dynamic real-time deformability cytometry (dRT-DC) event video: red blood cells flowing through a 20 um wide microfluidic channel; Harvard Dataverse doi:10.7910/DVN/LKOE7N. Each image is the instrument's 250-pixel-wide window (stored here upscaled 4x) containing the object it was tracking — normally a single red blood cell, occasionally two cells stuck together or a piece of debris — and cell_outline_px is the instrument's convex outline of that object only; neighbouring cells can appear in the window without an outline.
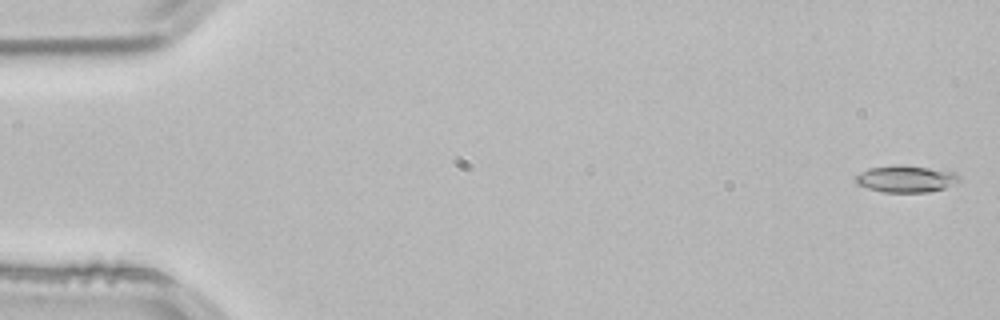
{"species": "common noctule bat (a hibernating species)", "species_latin": "Nyctalus noctula", "temperature_condition": "room temperature", "stored_images_in_passage": 54, "camera_frame_rate_fps": 3000, "um_per_image_px": 0.085, "animal": {"sex": "male", "body_mass_g": 21.5, "forearm_length_mm": 52.0}, "frame": {"image": 1, "passage_image": 2, "time_ms": 0.333, "image_size_px": [1000, 320], "cell_outline_px": [[960, 180], [944, 188], [928, 192], [884, 192], [868, 188], [856, 184], [852, 180], [852, 176], [868, 168], [896, 164], [928, 168], [956, 172], [960, 176]], "centroid_in_image_um": [76.93, 15.2], "position_along_channel_um": 8.1, "area_um2": 16.36}}
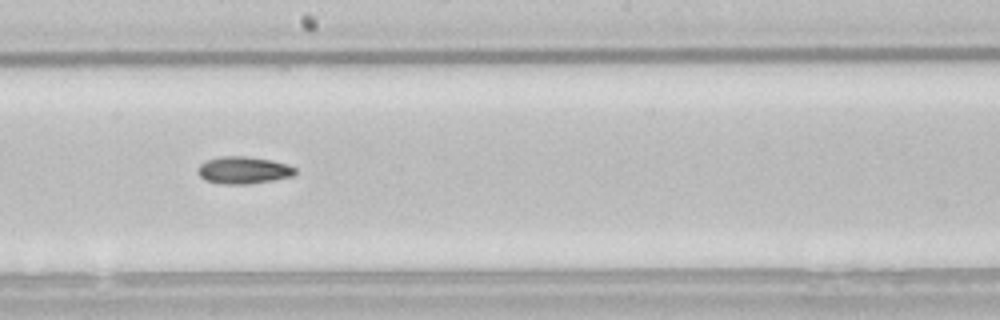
{"frame": {"image": 2, "passage_image": 30, "time_ms": 9.667, "image_size_px": [1000, 320], "cell_outline_px": [[296, 172], [292, 176], [272, 180], [248, 184], [220, 184], [204, 180], [196, 172], [196, 168], [204, 160], [220, 156], [244, 156], [272, 160], [288, 164], [296, 168]], "centroid_in_image_um": [20.64, 14.46], "position_along_channel_um": 227.6, "area_um2": 15.66}}
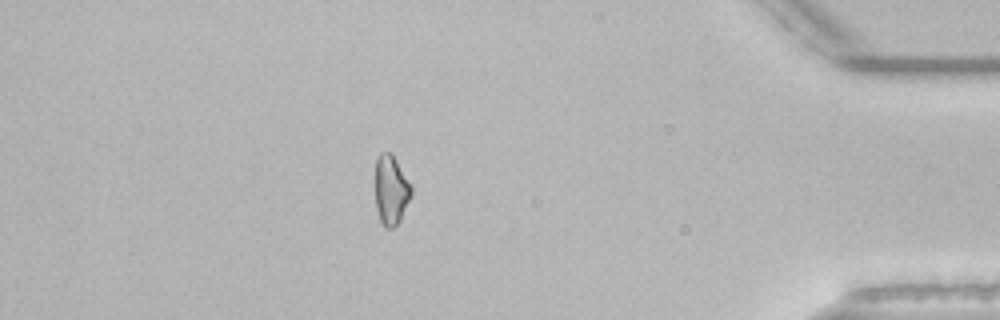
{"frame": {"image": 3, "passage_image": 47, "time_ms": 15.333, "image_size_px": [1000, 320], "cell_outline_px": [[412, 196], [400, 220], [392, 228], [384, 228], [380, 220], [376, 208], [376, 156], [380, 152], [392, 152], [412, 188]], "centroid_in_image_um": [33.23, 16.14], "position_along_channel_um": 402.0, "area_um2": 14.62}}